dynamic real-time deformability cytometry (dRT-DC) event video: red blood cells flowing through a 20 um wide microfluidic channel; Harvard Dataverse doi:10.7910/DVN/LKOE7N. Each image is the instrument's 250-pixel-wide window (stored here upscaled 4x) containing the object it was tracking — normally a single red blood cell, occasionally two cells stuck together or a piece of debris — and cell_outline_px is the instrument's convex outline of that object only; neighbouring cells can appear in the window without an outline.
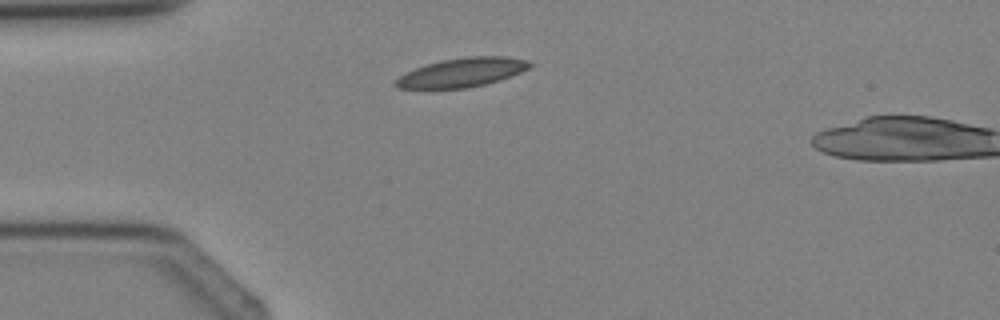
{"species": "Egyptian fruit bat (a non-hibernating species)", "species_latin": "Rousettus aegyptiacus", "temperature_condition": "cold", "stored_images_in_passage": 2, "camera_frame_rate_fps": 3000, "um_per_image_px": 0.085, "animal": {"sex": "female"}, "frame": {"image": 1, "passage_image": 1, "time_ms": 0.0, "image_size_px": [1000, 320], "cell_outline_px": [[532, 64], [528, 68], [520, 72], [500, 80], [468, 88], [396, 88], [392, 84], [400, 76], [416, 68], [440, 60], [468, 56], [508, 56], [528, 60]], "centroid_in_image_um": [39.29, 6.15], "position_along_channel_um": 45.7, "area_um2": 22.48}}